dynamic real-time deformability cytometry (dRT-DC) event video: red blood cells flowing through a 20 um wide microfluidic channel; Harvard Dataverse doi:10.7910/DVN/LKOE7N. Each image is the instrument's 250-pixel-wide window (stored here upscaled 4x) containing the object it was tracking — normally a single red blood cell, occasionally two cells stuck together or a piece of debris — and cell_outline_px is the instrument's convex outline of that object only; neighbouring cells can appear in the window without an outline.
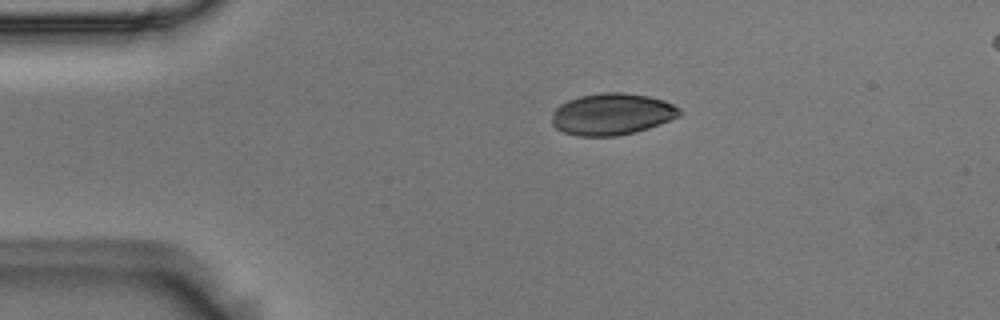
{"species": "Egyptian fruit bat (a non-hibernating species)", "species_latin": "Rousettus aegyptiacus", "temperature_condition": "room temperature", "stored_images_in_passage": 2, "camera_frame_rate_fps": 3000, "um_per_image_px": 0.085, "animal": {"sex": "male"}, "frame": {"image": 1, "passage_image": 1, "time_ms": 0.0, "image_size_px": [1000, 320], "cell_outline_px": [[684, 112], [680, 116], [648, 128], [636, 132], [616, 136], [580, 136], [564, 132], [556, 128], [552, 124], [552, 112], [560, 104], [568, 100], [580, 96], [604, 92], [624, 92], [648, 96], [664, 100], [680, 108]], "centroid_in_image_um": [52.03, 9.7], "position_along_channel_um": 33.0, "area_um2": 31.1}}